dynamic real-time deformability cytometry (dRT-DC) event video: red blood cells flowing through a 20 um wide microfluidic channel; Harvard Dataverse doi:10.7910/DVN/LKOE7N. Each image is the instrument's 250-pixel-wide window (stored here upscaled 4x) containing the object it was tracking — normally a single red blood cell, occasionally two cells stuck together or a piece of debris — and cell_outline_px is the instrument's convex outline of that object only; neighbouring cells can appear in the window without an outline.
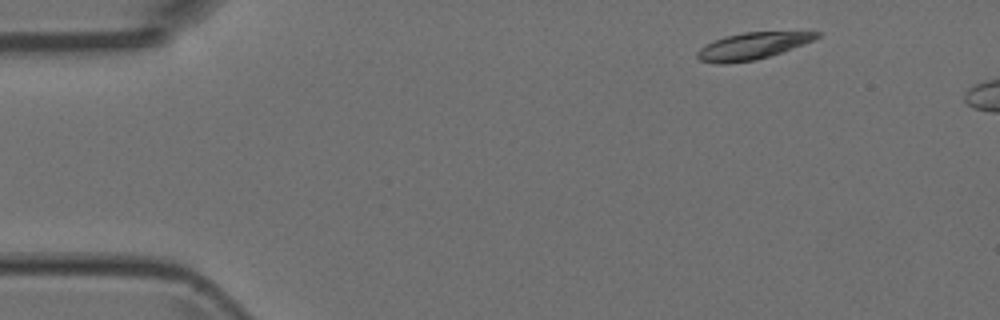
{"species": "Egyptian fruit bat (a non-hibernating species)", "species_latin": "Rousettus aegyptiacus", "temperature_condition": "room temperature", "stored_images_in_passage": 3, "camera_frame_rate_fps": 3000, "um_per_image_px": 0.085, "animal": {"sex": "female"}, "frame": {"image": 1, "passage_image": 1, "time_ms": 0.0, "image_size_px": [1000, 320], "cell_outline_px": [[824, 32], [820, 36], [804, 44], [756, 60], [724, 64], [716, 64], [700, 60], [696, 56], [696, 52], [700, 48], [724, 36], [744, 32]], "centroid_in_image_um": [63.92, 3.91], "position_along_channel_um": 21.1, "area_um2": 18.38}}